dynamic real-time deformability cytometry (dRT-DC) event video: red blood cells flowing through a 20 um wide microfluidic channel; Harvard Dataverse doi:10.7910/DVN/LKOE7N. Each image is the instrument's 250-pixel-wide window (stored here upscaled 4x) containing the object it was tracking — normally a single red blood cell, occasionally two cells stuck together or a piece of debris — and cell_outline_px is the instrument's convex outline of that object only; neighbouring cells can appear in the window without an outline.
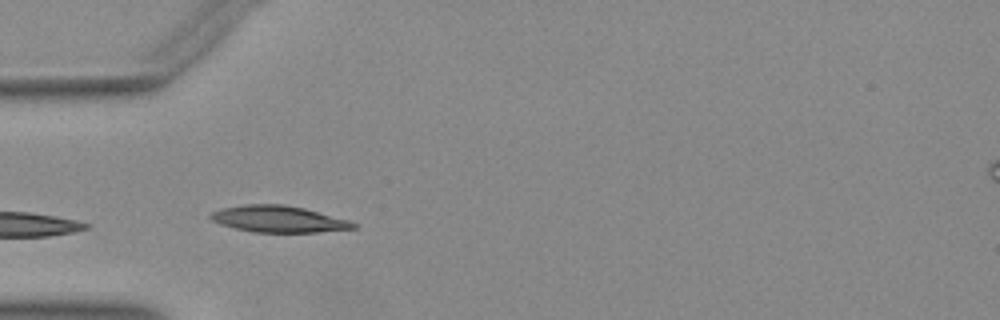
{"species": "Egyptian fruit bat (a non-hibernating species)", "species_latin": "Rousettus aegyptiacus", "temperature_condition": "warm", "stored_images_in_passage": 24, "camera_frame_rate_fps": 3000, "um_per_image_px": 0.085, "animal": {"sex": "female"}, "frame": {"image": 1, "passage_image": 1, "time_ms": 0.0, "image_size_px": [1000, 320], "cell_outline_px": [[356, 228], [316, 232], [252, 232], [220, 224], [212, 220], [208, 216], [208, 212], [220, 208], [244, 204], [284, 204], [304, 208], [348, 220], [356, 224]], "centroid_in_image_um": [23.6, 18.61], "position_along_channel_um": 61.4, "area_um2": 22.08}}